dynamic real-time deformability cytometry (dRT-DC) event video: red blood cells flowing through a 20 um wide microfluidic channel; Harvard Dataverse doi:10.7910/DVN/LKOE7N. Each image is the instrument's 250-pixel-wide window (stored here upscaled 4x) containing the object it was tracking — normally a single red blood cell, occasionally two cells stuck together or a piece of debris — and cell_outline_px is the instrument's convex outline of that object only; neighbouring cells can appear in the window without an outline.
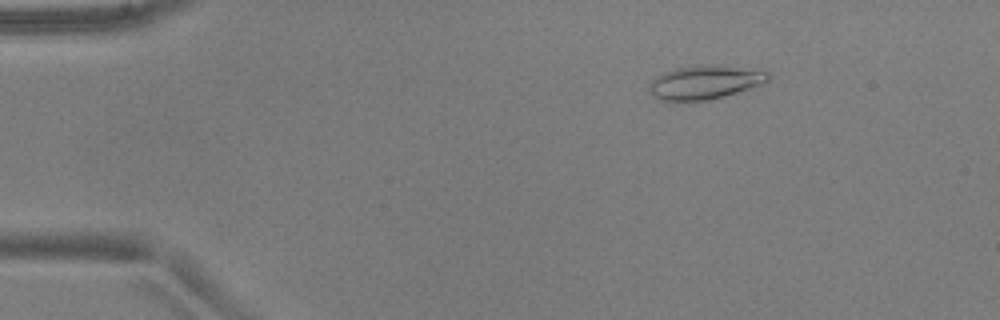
{"species": "common noctule bat (a hibernating species)", "species_latin": "Nyctalus noctula", "temperature_condition": "warm", "stored_images_in_passage": 52, "camera_frame_rate_fps": 3000, "um_per_image_px": 0.085, "animal": {"sex": "male", "body_mass_g": 17.9, "forearm_length_mm": 54.2}, "frame": {"image": 1, "passage_image": 8, "time_ms": 2.333, "image_size_px": [1000, 320], "cell_outline_px": [[768, 80], [764, 84], [724, 96], [708, 100], [660, 100], [648, 92], [648, 84], [656, 76], [664, 72], [676, 68], [736, 68], [768, 72]], "centroid_in_image_um": [59.84, 7.06], "position_along_channel_um": 25.2, "area_um2": 22.08}}
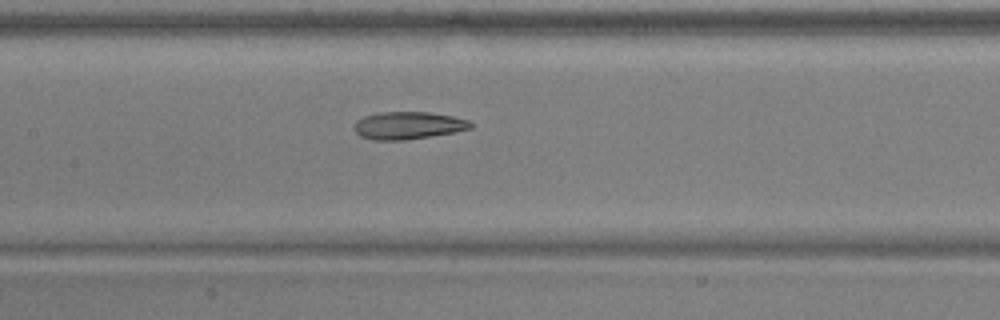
{"frame": {"image": 2, "passage_image": 25, "time_ms": 8.0, "image_size_px": [1000, 320], "cell_outline_px": [[472, 128], [452, 132], [404, 140], [372, 140], [360, 136], [352, 128], [352, 124], [356, 120], [364, 116], [380, 112], [428, 112], [452, 116], [468, 120], [472, 124]], "centroid_in_image_um": [34.61, 10.66], "position_along_channel_um": 172.8, "area_um2": 18.61}}
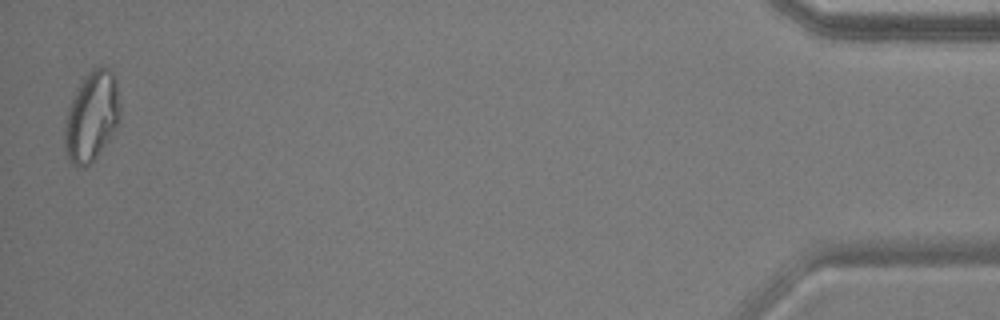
{"frame": {"image": 3, "passage_image": 51, "time_ms": 16.667, "image_size_px": [1000, 320], "cell_outline_px": [[120, 124], [96, 156], [84, 168], [76, 168], [72, 164], [64, 148], [64, 128], [68, 108], [84, 76], [96, 64], [108, 68], [112, 72], [116, 80], [120, 108]], "centroid_in_image_um": [7.8, 9.89], "position_along_channel_um": 427.4, "area_um2": 29.07}, "authors_computed_cell_mechanics": {"area_um2": 21.8484, "velocity_mm_per_s": 3.9305, "shape_relaxation_time_tau1_ms": 7.7414, "shape_relaxation_time_tau2_ms": 1.968, "deformation_change_tau1": 0.2422, "deformation_change_tau2": 0.0909}}